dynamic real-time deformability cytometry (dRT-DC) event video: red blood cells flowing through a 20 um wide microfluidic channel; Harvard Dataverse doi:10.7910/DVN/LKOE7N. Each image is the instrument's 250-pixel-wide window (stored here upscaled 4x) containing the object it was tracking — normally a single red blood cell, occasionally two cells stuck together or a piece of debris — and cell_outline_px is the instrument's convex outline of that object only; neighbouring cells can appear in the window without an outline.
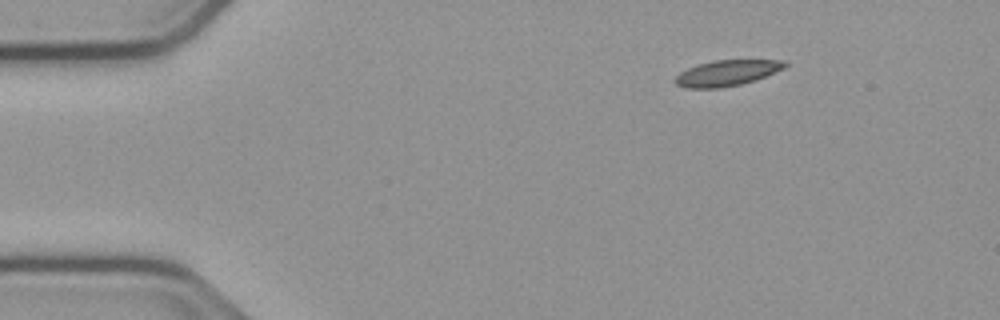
{"species": "common noctule bat (a hibernating species)", "species_latin": "Nyctalus noctula", "temperature_condition": "cold", "stored_images_in_passage": 48, "camera_frame_rate_fps": 3000, "um_per_image_px": 0.085, "animal": {"sex": "male", "body_mass_g": 23.1, "forearm_length_mm": 52.7}, "frame": {"image": 1, "passage_image": 1, "time_ms": 0.0, "image_size_px": [1000, 320], "cell_outline_px": [[788, 64], [784, 68], [764, 76], [740, 84], [720, 88], [684, 88], [676, 84], [672, 80], [680, 72], [688, 68], [700, 64], [716, 60], [788, 60]], "centroid_in_image_um": [61.76, 6.2], "position_along_channel_um": 23.2, "area_um2": 16.3}}
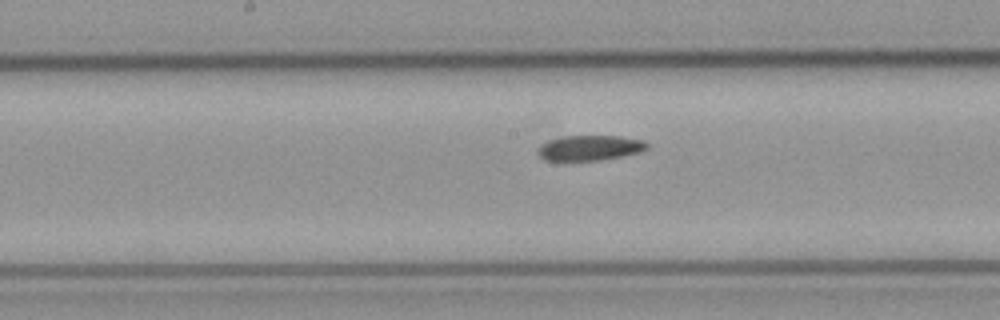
{"frame": {"image": 2, "passage_image": 21, "time_ms": 6.667, "image_size_px": [1000, 320], "cell_outline_px": [[648, 148], [640, 152], [600, 160], [544, 160], [536, 152], [540, 144], [548, 140], [564, 136], [620, 136], [644, 140], [648, 144]], "centroid_in_image_um": [50.12, 12.56], "position_along_channel_um": 198.1, "area_um2": 16.01}}
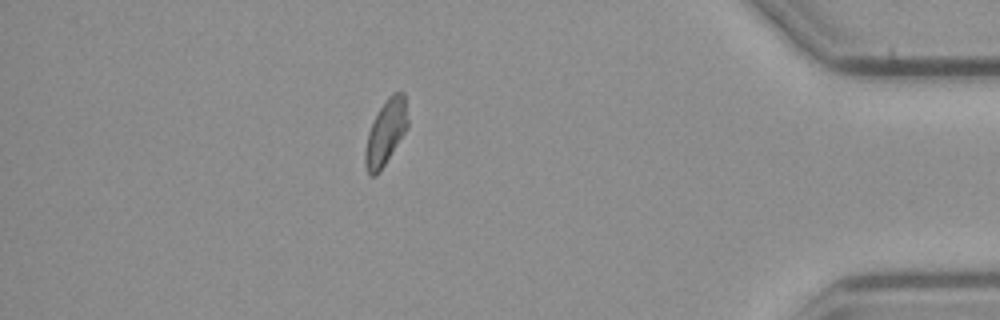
{"frame": {"image": 3, "passage_image": 41, "time_ms": 13.333, "image_size_px": [1000, 320], "cell_outline_px": [[408, 128], [380, 172], [376, 176], [372, 176], [368, 172], [364, 164], [364, 152], [368, 132], [376, 112], [388, 96], [392, 92], [404, 92], [408, 120]], "centroid_in_image_um": [32.78, 11.25], "position_along_channel_um": 402.4, "area_um2": 16.42}}